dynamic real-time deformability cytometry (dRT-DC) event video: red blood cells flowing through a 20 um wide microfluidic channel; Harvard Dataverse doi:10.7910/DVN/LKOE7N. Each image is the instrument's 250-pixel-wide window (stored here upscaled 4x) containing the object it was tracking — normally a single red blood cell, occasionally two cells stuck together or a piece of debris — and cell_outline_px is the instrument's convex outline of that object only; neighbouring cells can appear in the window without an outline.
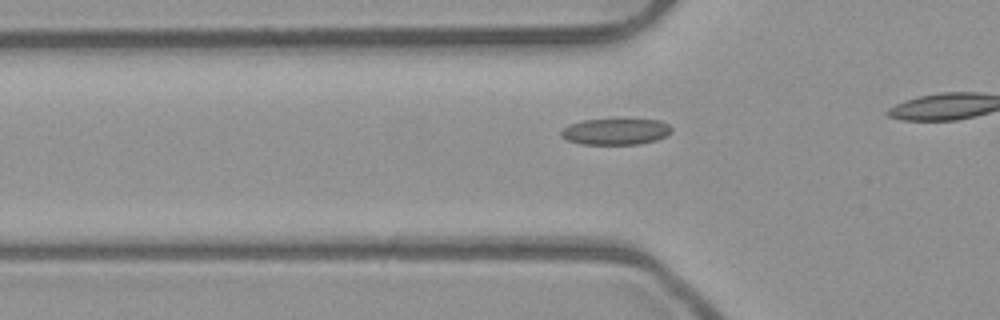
{"species": "common noctule bat (a hibernating species)", "species_latin": "Nyctalus noctula", "temperature_condition": "room temperature", "stored_images_in_passage": 20, "camera_frame_rate_fps": 3000, "um_per_image_px": 0.085, "animal": {"sex": "male", "body_mass_g": 23.1, "forearm_length_mm": 52.7}, "frame": {"image": 1, "passage_image": 12, "time_ms": 3.667, "image_size_px": [1000, 320], "cell_outline_px": [[672, 132], [656, 140], [640, 144], [580, 144], [568, 140], [560, 136], [560, 132], [568, 124], [584, 120], [660, 120], [668, 124], [672, 128]], "centroid_in_image_um": [52.32, 11.19], "position_along_channel_um": 73.5, "area_um2": 16.76}}
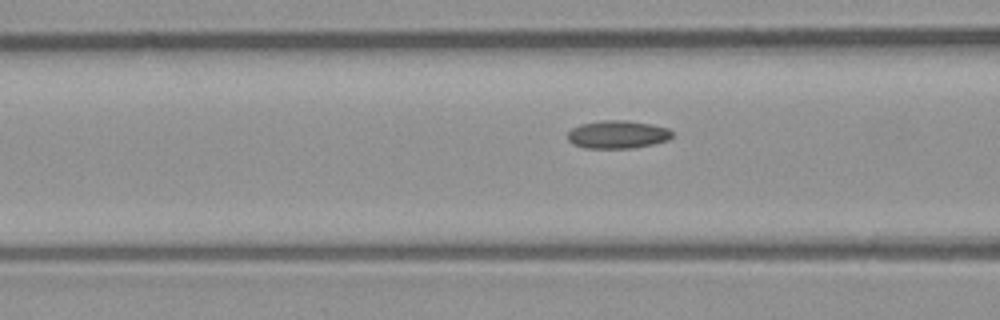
{"frame": {"image": 2, "passage_image": 15, "time_ms": 4.667, "image_size_px": [1000, 320], "cell_outline_px": [[672, 136], [668, 140], [652, 144], [632, 148], [584, 148], [572, 144], [568, 140], [568, 132], [572, 128], [580, 124], [600, 120], [628, 120], [652, 124], [668, 128], [672, 132]], "centroid_in_image_um": [52.47, 11.42], "position_along_channel_um": 114.1, "area_um2": 17.17}}